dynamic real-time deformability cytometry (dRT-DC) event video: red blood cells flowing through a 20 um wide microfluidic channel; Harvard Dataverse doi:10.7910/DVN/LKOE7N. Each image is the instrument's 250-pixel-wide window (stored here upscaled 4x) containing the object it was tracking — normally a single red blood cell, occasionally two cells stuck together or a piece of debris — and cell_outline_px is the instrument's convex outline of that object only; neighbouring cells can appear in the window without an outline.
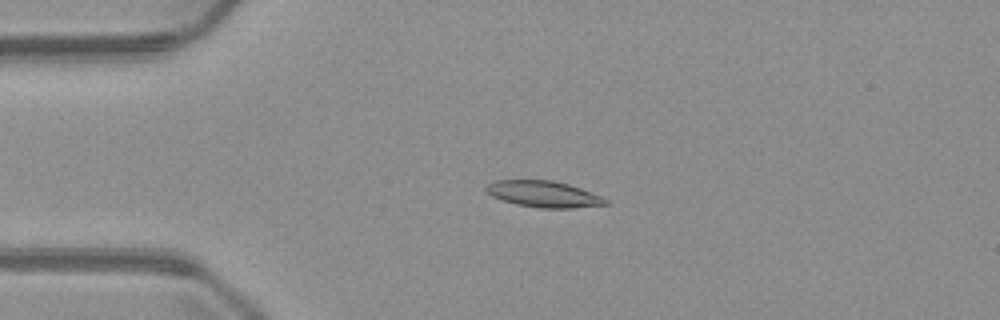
{"species": "common noctule bat (a hibernating species)", "species_latin": "Nyctalus noctula", "temperature_condition": "warm", "stored_images_in_passage": 51, "camera_frame_rate_fps": 3000, "um_per_image_px": 0.085, "animal": {"sex": "male", "body_mass_g": 23.1, "forearm_length_mm": 52.7}, "frame": {"image": 1, "passage_image": 12, "time_ms": 3.667, "image_size_px": [1000, 320], "cell_outline_px": [[608, 204], [572, 208], [540, 208], [516, 204], [492, 196], [484, 188], [488, 184], [496, 180], [552, 180], [568, 184], [604, 196], [608, 200]], "centroid_in_image_um": [46.25, 16.49], "position_along_channel_um": 38.8, "area_um2": 18.26}}
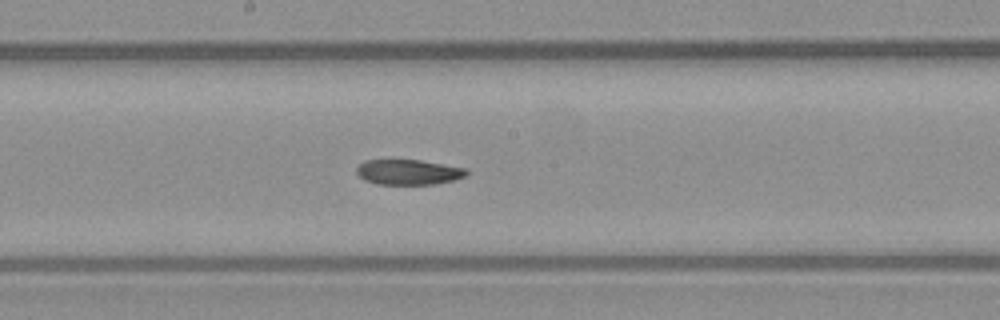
{"frame": {"image": 2, "passage_image": 27, "time_ms": 8.667, "image_size_px": [1000, 320], "cell_outline_px": [[468, 172], [464, 176], [456, 180], [436, 184], [376, 184], [364, 180], [356, 172], [356, 168], [364, 160], [420, 160], [468, 168]], "centroid_in_image_um": [34.74, 14.63], "position_along_channel_um": 213.5, "area_um2": 16.24}}
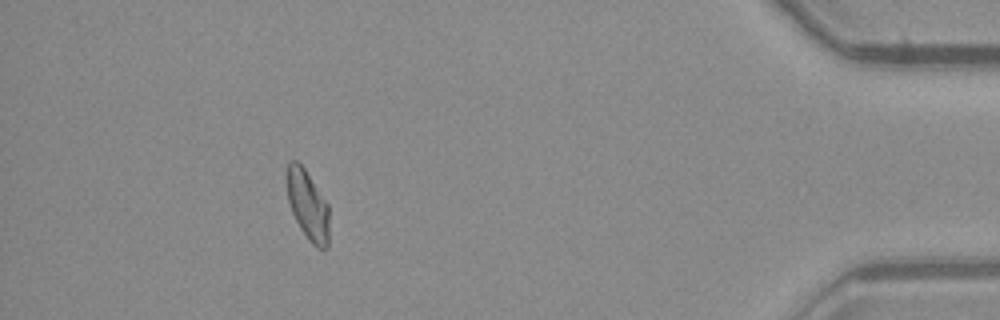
{"frame": {"image": 3, "passage_image": 46, "time_ms": 15.0, "image_size_px": [1000, 320], "cell_outline_px": [[328, 248], [316, 248], [312, 244], [300, 228], [292, 212], [288, 200], [284, 176], [288, 164], [292, 160], [296, 160], [304, 168], [328, 204]], "centroid_in_image_um": [26.12, 17.41], "position_along_channel_um": 409.1, "area_um2": 17.22}}